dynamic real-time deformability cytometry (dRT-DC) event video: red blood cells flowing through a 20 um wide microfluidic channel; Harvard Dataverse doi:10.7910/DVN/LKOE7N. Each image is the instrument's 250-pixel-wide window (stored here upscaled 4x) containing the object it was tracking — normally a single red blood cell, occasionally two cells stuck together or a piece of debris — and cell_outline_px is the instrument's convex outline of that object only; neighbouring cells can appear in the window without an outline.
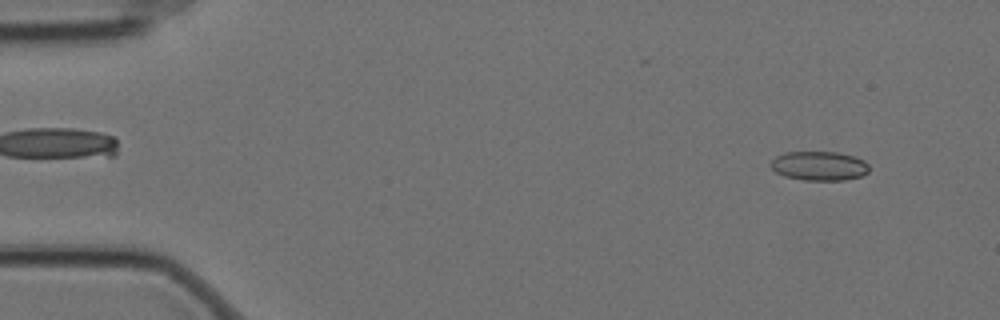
{"species": "Egyptian fruit bat (a non-hibernating species)", "species_latin": "Rousettus aegyptiacus", "temperature_condition": "cold", "stored_images_in_passage": 5, "camera_frame_rate_fps": 3000, "um_per_image_px": 0.085, "animal": {"sex": "female"}, "frame": {"image": 1, "passage_image": 1, "time_ms": 0.0, "image_size_px": [1000, 320], "cell_outline_px": [[868, 172], [860, 176], [844, 180], [804, 180], [784, 176], [776, 172], [768, 164], [776, 156], [784, 152], [836, 152], [852, 156], [864, 160], [868, 164]], "centroid_in_image_um": [69.6, 14.1], "position_along_channel_um": 15.4, "area_um2": 16.7}}
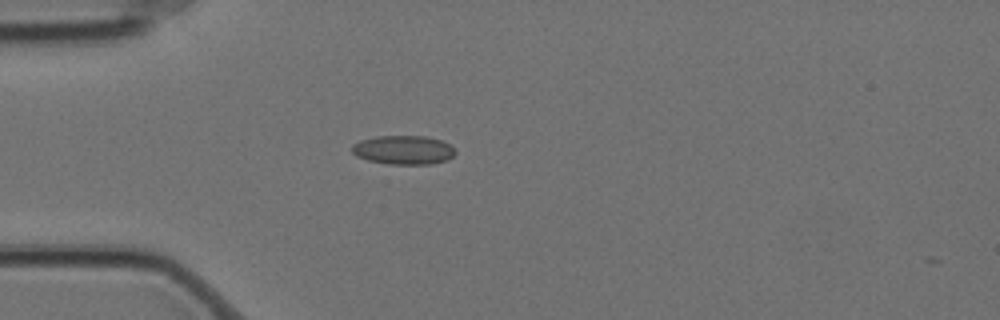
{"frame": {"image": 2, "passage_image": 4, "time_ms": 1.0, "image_size_px": [1000, 320], "cell_outline_px": [[456, 152], [448, 160], [432, 164], [388, 164], [368, 160], [356, 156], [352, 152], [352, 144], [360, 140], [376, 136], [424, 136], [440, 140], [448, 144]], "centroid_in_image_um": [34.27, 12.75], "position_along_channel_um": 50.7, "area_um2": 17.4}}